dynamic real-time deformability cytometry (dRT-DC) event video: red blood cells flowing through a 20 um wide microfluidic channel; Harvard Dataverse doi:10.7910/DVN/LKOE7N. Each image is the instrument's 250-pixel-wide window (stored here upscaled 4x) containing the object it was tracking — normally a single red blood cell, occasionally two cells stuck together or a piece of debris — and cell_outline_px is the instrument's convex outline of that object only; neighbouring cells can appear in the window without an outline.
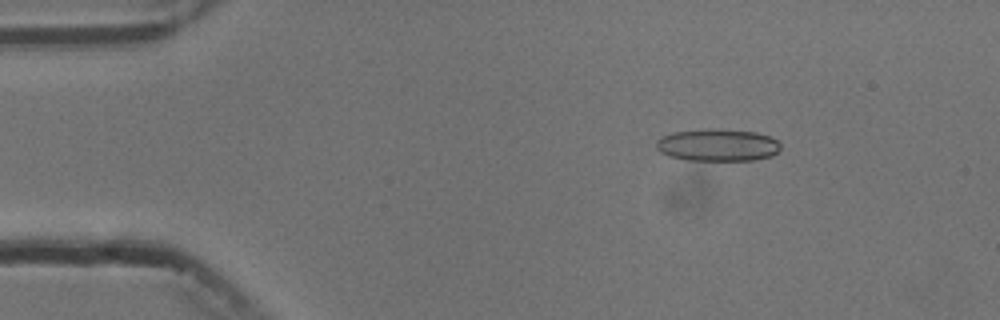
{"species": "common noctule bat (a hibernating species)", "species_latin": "Nyctalus noctula", "temperature_condition": "cold", "stored_images_in_passage": 6, "camera_frame_rate_fps": 3000, "um_per_image_px": 0.085, "animal": {"sex": "male", "body_mass_g": 13.3}, "frame": {"image": 1, "passage_image": 2, "time_ms": 2.0, "image_size_px": [1000, 320], "cell_outline_px": [[780, 148], [772, 156], [756, 160], [688, 160], [668, 156], [660, 152], [656, 148], [656, 140], [660, 136], [672, 132], [756, 132], [768, 136], [776, 140], [780, 144]], "centroid_in_image_um": [60.98, 12.39], "position_along_channel_um": 24.0, "area_um2": 22.31}}
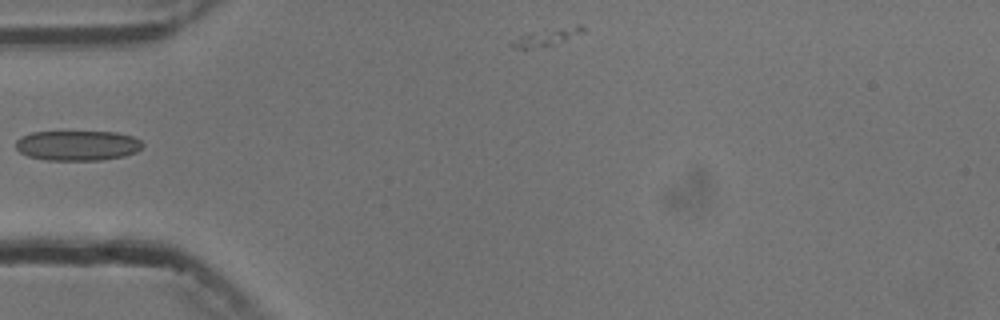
{"frame": {"image": 2, "passage_image": 5, "time_ms": 5.333, "image_size_px": [1000, 320], "cell_outline_px": [[144, 144], [136, 152], [124, 156], [100, 160], [48, 160], [28, 156], [20, 152], [16, 148], [16, 140], [20, 136], [32, 132], [116, 132], [132, 136], [140, 140]], "centroid_in_image_um": [6.58, 12.36], "position_along_channel_um": 78.4, "area_um2": 22.2}}